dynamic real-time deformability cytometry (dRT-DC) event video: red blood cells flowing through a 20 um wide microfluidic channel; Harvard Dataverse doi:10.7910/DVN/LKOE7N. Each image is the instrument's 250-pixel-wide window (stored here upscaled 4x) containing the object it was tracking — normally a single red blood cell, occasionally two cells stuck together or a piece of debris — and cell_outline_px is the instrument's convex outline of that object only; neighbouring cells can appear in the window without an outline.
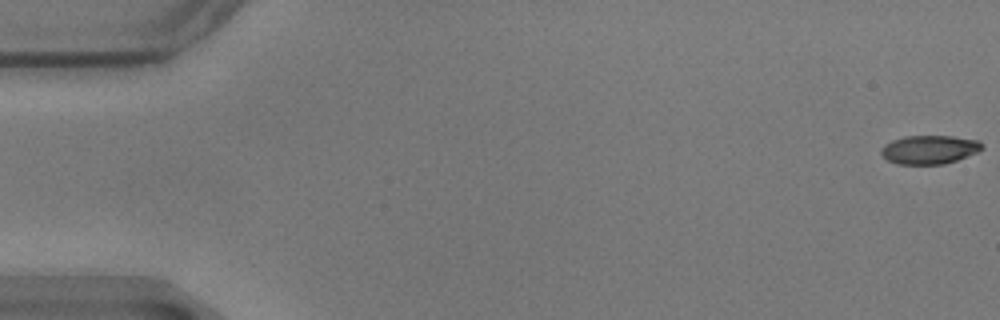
{"species": "common noctule bat (a hibernating species)", "species_latin": "Nyctalus noctula", "temperature_condition": "warm", "stored_images_in_passage": 11, "camera_frame_rate_fps": 3000, "um_per_image_px": 0.085, "animal": {"sex": "male", "body_mass_g": 17.9}, "frame": {"image": 1, "passage_image": 1, "time_ms": 0.0, "image_size_px": [1000, 320], "cell_outline_px": [[984, 148], [976, 152], [956, 160], [944, 164], [896, 164], [888, 160], [880, 152], [880, 148], [884, 144], [892, 140], [904, 136], [952, 136], [980, 140], [984, 144]], "centroid_in_image_um": [79.0, 12.7], "position_along_channel_um": 6.0, "area_um2": 16.94}}